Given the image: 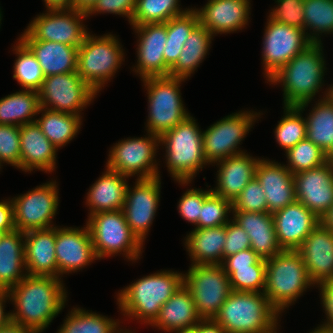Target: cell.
Wrapping results in <instances>:
<instances>
[{
  "mask_svg": "<svg viewBox=\"0 0 333 333\" xmlns=\"http://www.w3.org/2000/svg\"><path fill=\"white\" fill-rule=\"evenodd\" d=\"M203 132L192 116L160 137L166 149L168 171L181 184L190 183L197 171L207 165L203 151Z\"/></svg>",
  "mask_w": 333,
  "mask_h": 333,
  "instance_id": "8992f818",
  "label": "cell"
},
{
  "mask_svg": "<svg viewBox=\"0 0 333 333\" xmlns=\"http://www.w3.org/2000/svg\"><path fill=\"white\" fill-rule=\"evenodd\" d=\"M233 220L246 231L251 249L262 260L278 255L282 248L276 238L274 219L268 212L232 211Z\"/></svg>",
  "mask_w": 333,
  "mask_h": 333,
  "instance_id": "484cf974",
  "label": "cell"
},
{
  "mask_svg": "<svg viewBox=\"0 0 333 333\" xmlns=\"http://www.w3.org/2000/svg\"><path fill=\"white\" fill-rule=\"evenodd\" d=\"M222 268L228 275L232 291L255 293L264 292L266 265Z\"/></svg>",
  "mask_w": 333,
  "mask_h": 333,
  "instance_id": "f6af8a7d",
  "label": "cell"
},
{
  "mask_svg": "<svg viewBox=\"0 0 333 333\" xmlns=\"http://www.w3.org/2000/svg\"><path fill=\"white\" fill-rule=\"evenodd\" d=\"M61 277L26 275L16 286L8 290L16 312L11 321L43 332L65 307L67 292Z\"/></svg>",
  "mask_w": 333,
  "mask_h": 333,
  "instance_id": "6da1fadb",
  "label": "cell"
},
{
  "mask_svg": "<svg viewBox=\"0 0 333 333\" xmlns=\"http://www.w3.org/2000/svg\"><path fill=\"white\" fill-rule=\"evenodd\" d=\"M249 248H251V241L248 234L232 219L226 224L223 259Z\"/></svg>",
  "mask_w": 333,
  "mask_h": 333,
  "instance_id": "816d5d0a",
  "label": "cell"
},
{
  "mask_svg": "<svg viewBox=\"0 0 333 333\" xmlns=\"http://www.w3.org/2000/svg\"><path fill=\"white\" fill-rule=\"evenodd\" d=\"M249 0H209L201 9H195L199 24L212 35L242 30L248 23Z\"/></svg>",
  "mask_w": 333,
  "mask_h": 333,
  "instance_id": "cb8c5ba5",
  "label": "cell"
},
{
  "mask_svg": "<svg viewBox=\"0 0 333 333\" xmlns=\"http://www.w3.org/2000/svg\"><path fill=\"white\" fill-rule=\"evenodd\" d=\"M106 172L90 187L86 204L90 208L89 216L99 212L123 209L128 187L125 175L106 168Z\"/></svg>",
  "mask_w": 333,
  "mask_h": 333,
  "instance_id": "f546056e",
  "label": "cell"
},
{
  "mask_svg": "<svg viewBox=\"0 0 333 333\" xmlns=\"http://www.w3.org/2000/svg\"><path fill=\"white\" fill-rule=\"evenodd\" d=\"M47 9H73V0H44Z\"/></svg>",
  "mask_w": 333,
  "mask_h": 333,
  "instance_id": "94428289",
  "label": "cell"
},
{
  "mask_svg": "<svg viewBox=\"0 0 333 333\" xmlns=\"http://www.w3.org/2000/svg\"><path fill=\"white\" fill-rule=\"evenodd\" d=\"M317 285H320L318 287H320L321 290L320 295L327 322H324V324L315 329L325 333H333V280H326Z\"/></svg>",
  "mask_w": 333,
  "mask_h": 333,
  "instance_id": "db71d44e",
  "label": "cell"
},
{
  "mask_svg": "<svg viewBox=\"0 0 333 333\" xmlns=\"http://www.w3.org/2000/svg\"><path fill=\"white\" fill-rule=\"evenodd\" d=\"M277 7L272 9L269 18L304 30V0H276Z\"/></svg>",
  "mask_w": 333,
  "mask_h": 333,
  "instance_id": "681fc988",
  "label": "cell"
},
{
  "mask_svg": "<svg viewBox=\"0 0 333 333\" xmlns=\"http://www.w3.org/2000/svg\"><path fill=\"white\" fill-rule=\"evenodd\" d=\"M278 316L263 293L231 291L213 320L227 333H275Z\"/></svg>",
  "mask_w": 333,
  "mask_h": 333,
  "instance_id": "277c9868",
  "label": "cell"
},
{
  "mask_svg": "<svg viewBox=\"0 0 333 333\" xmlns=\"http://www.w3.org/2000/svg\"><path fill=\"white\" fill-rule=\"evenodd\" d=\"M201 320L189 290L182 285L161 306L160 313L151 326L166 332L194 327Z\"/></svg>",
  "mask_w": 333,
  "mask_h": 333,
  "instance_id": "4dcf8cb0",
  "label": "cell"
},
{
  "mask_svg": "<svg viewBox=\"0 0 333 333\" xmlns=\"http://www.w3.org/2000/svg\"><path fill=\"white\" fill-rule=\"evenodd\" d=\"M318 100L306 119V138L317 145L328 157L333 153V86Z\"/></svg>",
  "mask_w": 333,
  "mask_h": 333,
  "instance_id": "836d02e7",
  "label": "cell"
},
{
  "mask_svg": "<svg viewBox=\"0 0 333 333\" xmlns=\"http://www.w3.org/2000/svg\"><path fill=\"white\" fill-rule=\"evenodd\" d=\"M8 299H10L8 291L0 289V329L11 322V313L4 312V302Z\"/></svg>",
  "mask_w": 333,
  "mask_h": 333,
  "instance_id": "680465c9",
  "label": "cell"
},
{
  "mask_svg": "<svg viewBox=\"0 0 333 333\" xmlns=\"http://www.w3.org/2000/svg\"><path fill=\"white\" fill-rule=\"evenodd\" d=\"M96 2L97 0H73V9L87 14Z\"/></svg>",
  "mask_w": 333,
  "mask_h": 333,
  "instance_id": "6125c7cd",
  "label": "cell"
},
{
  "mask_svg": "<svg viewBox=\"0 0 333 333\" xmlns=\"http://www.w3.org/2000/svg\"><path fill=\"white\" fill-rule=\"evenodd\" d=\"M97 259L122 253L128 260H137L143 243L129 228L122 210L99 212L86 223Z\"/></svg>",
  "mask_w": 333,
  "mask_h": 333,
  "instance_id": "9c48e42d",
  "label": "cell"
},
{
  "mask_svg": "<svg viewBox=\"0 0 333 333\" xmlns=\"http://www.w3.org/2000/svg\"><path fill=\"white\" fill-rule=\"evenodd\" d=\"M23 268L24 232L15 229L0 234V289L8 291L16 286L27 275Z\"/></svg>",
  "mask_w": 333,
  "mask_h": 333,
  "instance_id": "1f68e13d",
  "label": "cell"
},
{
  "mask_svg": "<svg viewBox=\"0 0 333 333\" xmlns=\"http://www.w3.org/2000/svg\"><path fill=\"white\" fill-rule=\"evenodd\" d=\"M183 285V274L160 271L142 277L118 293L119 309L129 318L152 324L161 306Z\"/></svg>",
  "mask_w": 333,
  "mask_h": 333,
  "instance_id": "3957f363",
  "label": "cell"
},
{
  "mask_svg": "<svg viewBox=\"0 0 333 333\" xmlns=\"http://www.w3.org/2000/svg\"><path fill=\"white\" fill-rule=\"evenodd\" d=\"M250 265H266V261L260 259L251 248L232 254L224 258L221 263L222 267H243Z\"/></svg>",
  "mask_w": 333,
  "mask_h": 333,
  "instance_id": "11a10c76",
  "label": "cell"
},
{
  "mask_svg": "<svg viewBox=\"0 0 333 333\" xmlns=\"http://www.w3.org/2000/svg\"><path fill=\"white\" fill-rule=\"evenodd\" d=\"M86 17L74 9H47L32 20L19 40L59 42L79 49L88 33L81 22Z\"/></svg>",
  "mask_w": 333,
  "mask_h": 333,
  "instance_id": "8fae6325",
  "label": "cell"
},
{
  "mask_svg": "<svg viewBox=\"0 0 333 333\" xmlns=\"http://www.w3.org/2000/svg\"><path fill=\"white\" fill-rule=\"evenodd\" d=\"M138 33L137 68L135 72L146 77L169 76L170 67L164 61L167 40L166 23L132 25Z\"/></svg>",
  "mask_w": 333,
  "mask_h": 333,
  "instance_id": "ffe728a7",
  "label": "cell"
},
{
  "mask_svg": "<svg viewBox=\"0 0 333 333\" xmlns=\"http://www.w3.org/2000/svg\"><path fill=\"white\" fill-rule=\"evenodd\" d=\"M213 36L199 24L185 41L178 60L170 68L169 76L183 79L190 77L208 53Z\"/></svg>",
  "mask_w": 333,
  "mask_h": 333,
  "instance_id": "e575fe53",
  "label": "cell"
},
{
  "mask_svg": "<svg viewBox=\"0 0 333 333\" xmlns=\"http://www.w3.org/2000/svg\"><path fill=\"white\" fill-rule=\"evenodd\" d=\"M272 216L277 242L282 250H297L305 238L321 223L320 218L297 200Z\"/></svg>",
  "mask_w": 333,
  "mask_h": 333,
  "instance_id": "44dd1931",
  "label": "cell"
},
{
  "mask_svg": "<svg viewBox=\"0 0 333 333\" xmlns=\"http://www.w3.org/2000/svg\"><path fill=\"white\" fill-rule=\"evenodd\" d=\"M201 319H214L231 290L228 275L221 265L191 264L183 274Z\"/></svg>",
  "mask_w": 333,
  "mask_h": 333,
  "instance_id": "30bf717a",
  "label": "cell"
},
{
  "mask_svg": "<svg viewBox=\"0 0 333 333\" xmlns=\"http://www.w3.org/2000/svg\"><path fill=\"white\" fill-rule=\"evenodd\" d=\"M120 46L112 34L94 37L88 32L78 49L77 73L96 93L121 66L124 53Z\"/></svg>",
  "mask_w": 333,
  "mask_h": 333,
  "instance_id": "ba28073f",
  "label": "cell"
},
{
  "mask_svg": "<svg viewBox=\"0 0 333 333\" xmlns=\"http://www.w3.org/2000/svg\"><path fill=\"white\" fill-rule=\"evenodd\" d=\"M39 109L38 91L22 89L0 99V124L22 126L35 122L32 118Z\"/></svg>",
  "mask_w": 333,
  "mask_h": 333,
  "instance_id": "d590c367",
  "label": "cell"
},
{
  "mask_svg": "<svg viewBox=\"0 0 333 333\" xmlns=\"http://www.w3.org/2000/svg\"><path fill=\"white\" fill-rule=\"evenodd\" d=\"M57 188L52 181L12 198L15 229L25 233L54 227L51 220L59 205Z\"/></svg>",
  "mask_w": 333,
  "mask_h": 333,
  "instance_id": "2e32d148",
  "label": "cell"
},
{
  "mask_svg": "<svg viewBox=\"0 0 333 333\" xmlns=\"http://www.w3.org/2000/svg\"><path fill=\"white\" fill-rule=\"evenodd\" d=\"M232 211L268 212L264 190L254 177L232 202Z\"/></svg>",
  "mask_w": 333,
  "mask_h": 333,
  "instance_id": "7dc6e473",
  "label": "cell"
},
{
  "mask_svg": "<svg viewBox=\"0 0 333 333\" xmlns=\"http://www.w3.org/2000/svg\"><path fill=\"white\" fill-rule=\"evenodd\" d=\"M57 148L35 122L20 126L21 170L52 172L56 167Z\"/></svg>",
  "mask_w": 333,
  "mask_h": 333,
  "instance_id": "4316f807",
  "label": "cell"
},
{
  "mask_svg": "<svg viewBox=\"0 0 333 333\" xmlns=\"http://www.w3.org/2000/svg\"><path fill=\"white\" fill-rule=\"evenodd\" d=\"M226 238V225L197 228L185 239L192 264L221 265Z\"/></svg>",
  "mask_w": 333,
  "mask_h": 333,
  "instance_id": "d6a6232c",
  "label": "cell"
},
{
  "mask_svg": "<svg viewBox=\"0 0 333 333\" xmlns=\"http://www.w3.org/2000/svg\"><path fill=\"white\" fill-rule=\"evenodd\" d=\"M285 116L278 122L275 139L285 152L306 138V119L296 106H285Z\"/></svg>",
  "mask_w": 333,
  "mask_h": 333,
  "instance_id": "7bdbcfd3",
  "label": "cell"
},
{
  "mask_svg": "<svg viewBox=\"0 0 333 333\" xmlns=\"http://www.w3.org/2000/svg\"><path fill=\"white\" fill-rule=\"evenodd\" d=\"M321 45L312 43L268 80L282 83L284 107L296 106L302 112L322 87L326 64Z\"/></svg>",
  "mask_w": 333,
  "mask_h": 333,
  "instance_id": "7a4b0ae2",
  "label": "cell"
},
{
  "mask_svg": "<svg viewBox=\"0 0 333 333\" xmlns=\"http://www.w3.org/2000/svg\"><path fill=\"white\" fill-rule=\"evenodd\" d=\"M15 230L12 200L0 202V234Z\"/></svg>",
  "mask_w": 333,
  "mask_h": 333,
  "instance_id": "9f6ffc18",
  "label": "cell"
},
{
  "mask_svg": "<svg viewBox=\"0 0 333 333\" xmlns=\"http://www.w3.org/2000/svg\"><path fill=\"white\" fill-rule=\"evenodd\" d=\"M311 285L315 286L297 250H282L278 255L266 260L263 294L279 314Z\"/></svg>",
  "mask_w": 333,
  "mask_h": 333,
  "instance_id": "5b68a950",
  "label": "cell"
},
{
  "mask_svg": "<svg viewBox=\"0 0 333 333\" xmlns=\"http://www.w3.org/2000/svg\"><path fill=\"white\" fill-rule=\"evenodd\" d=\"M232 211V202L211 192L204 200L197 222V228H209L226 225Z\"/></svg>",
  "mask_w": 333,
  "mask_h": 333,
  "instance_id": "bcb514c9",
  "label": "cell"
},
{
  "mask_svg": "<svg viewBox=\"0 0 333 333\" xmlns=\"http://www.w3.org/2000/svg\"><path fill=\"white\" fill-rule=\"evenodd\" d=\"M257 115L250 111L230 114L203 131V151L208 164L242 153L237 146L250 131Z\"/></svg>",
  "mask_w": 333,
  "mask_h": 333,
  "instance_id": "9a60e30c",
  "label": "cell"
},
{
  "mask_svg": "<svg viewBox=\"0 0 333 333\" xmlns=\"http://www.w3.org/2000/svg\"><path fill=\"white\" fill-rule=\"evenodd\" d=\"M320 221L327 229L333 232V204Z\"/></svg>",
  "mask_w": 333,
  "mask_h": 333,
  "instance_id": "be15d7a7",
  "label": "cell"
},
{
  "mask_svg": "<svg viewBox=\"0 0 333 333\" xmlns=\"http://www.w3.org/2000/svg\"><path fill=\"white\" fill-rule=\"evenodd\" d=\"M41 112L42 117L36 119V123L57 150L77 135L82 123L81 116L40 107L38 114Z\"/></svg>",
  "mask_w": 333,
  "mask_h": 333,
  "instance_id": "8d00e7d4",
  "label": "cell"
},
{
  "mask_svg": "<svg viewBox=\"0 0 333 333\" xmlns=\"http://www.w3.org/2000/svg\"><path fill=\"white\" fill-rule=\"evenodd\" d=\"M287 168L292 174L317 168L329 161V157L311 140L305 138L286 152Z\"/></svg>",
  "mask_w": 333,
  "mask_h": 333,
  "instance_id": "ee69618b",
  "label": "cell"
},
{
  "mask_svg": "<svg viewBox=\"0 0 333 333\" xmlns=\"http://www.w3.org/2000/svg\"><path fill=\"white\" fill-rule=\"evenodd\" d=\"M314 284L333 279V232L319 223L297 249Z\"/></svg>",
  "mask_w": 333,
  "mask_h": 333,
  "instance_id": "7402d4cb",
  "label": "cell"
},
{
  "mask_svg": "<svg viewBox=\"0 0 333 333\" xmlns=\"http://www.w3.org/2000/svg\"><path fill=\"white\" fill-rule=\"evenodd\" d=\"M117 333H133V332H130V331H127V330L123 331L122 329H119V331Z\"/></svg>",
  "mask_w": 333,
  "mask_h": 333,
  "instance_id": "03108f58",
  "label": "cell"
},
{
  "mask_svg": "<svg viewBox=\"0 0 333 333\" xmlns=\"http://www.w3.org/2000/svg\"><path fill=\"white\" fill-rule=\"evenodd\" d=\"M56 226L24 233L25 270L28 275L57 277Z\"/></svg>",
  "mask_w": 333,
  "mask_h": 333,
  "instance_id": "d4e9b609",
  "label": "cell"
},
{
  "mask_svg": "<svg viewBox=\"0 0 333 333\" xmlns=\"http://www.w3.org/2000/svg\"><path fill=\"white\" fill-rule=\"evenodd\" d=\"M55 254L57 278L72 271L75 272L97 260L89 229L56 227Z\"/></svg>",
  "mask_w": 333,
  "mask_h": 333,
  "instance_id": "d6986e66",
  "label": "cell"
},
{
  "mask_svg": "<svg viewBox=\"0 0 333 333\" xmlns=\"http://www.w3.org/2000/svg\"><path fill=\"white\" fill-rule=\"evenodd\" d=\"M258 161L259 158L242 152L217 162V187L211 188L212 192L233 202L255 177Z\"/></svg>",
  "mask_w": 333,
  "mask_h": 333,
  "instance_id": "83f0119b",
  "label": "cell"
},
{
  "mask_svg": "<svg viewBox=\"0 0 333 333\" xmlns=\"http://www.w3.org/2000/svg\"><path fill=\"white\" fill-rule=\"evenodd\" d=\"M199 25L195 9H187L183 14L166 22L167 40L164 47V61L171 68L179 58L181 49L190 33Z\"/></svg>",
  "mask_w": 333,
  "mask_h": 333,
  "instance_id": "74e56055",
  "label": "cell"
},
{
  "mask_svg": "<svg viewBox=\"0 0 333 333\" xmlns=\"http://www.w3.org/2000/svg\"><path fill=\"white\" fill-rule=\"evenodd\" d=\"M136 0H97L93 8L86 14L87 17L94 13H113L126 16L131 23L135 11Z\"/></svg>",
  "mask_w": 333,
  "mask_h": 333,
  "instance_id": "f5cc1de1",
  "label": "cell"
},
{
  "mask_svg": "<svg viewBox=\"0 0 333 333\" xmlns=\"http://www.w3.org/2000/svg\"><path fill=\"white\" fill-rule=\"evenodd\" d=\"M20 41L35 56L45 77L77 71L78 48L52 41Z\"/></svg>",
  "mask_w": 333,
  "mask_h": 333,
  "instance_id": "f1b7e54d",
  "label": "cell"
},
{
  "mask_svg": "<svg viewBox=\"0 0 333 333\" xmlns=\"http://www.w3.org/2000/svg\"><path fill=\"white\" fill-rule=\"evenodd\" d=\"M171 332H176V333H197V325H195L194 327H190V328H185V329H178V330H174Z\"/></svg>",
  "mask_w": 333,
  "mask_h": 333,
  "instance_id": "e7e4bbea",
  "label": "cell"
},
{
  "mask_svg": "<svg viewBox=\"0 0 333 333\" xmlns=\"http://www.w3.org/2000/svg\"><path fill=\"white\" fill-rule=\"evenodd\" d=\"M179 0H136V7L130 25L166 23L173 17L183 14Z\"/></svg>",
  "mask_w": 333,
  "mask_h": 333,
  "instance_id": "ab89813d",
  "label": "cell"
},
{
  "mask_svg": "<svg viewBox=\"0 0 333 333\" xmlns=\"http://www.w3.org/2000/svg\"><path fill=\"white\" fill-rule=\"evenodd\" d=\"M15 50L17 59L14 63L13 78L23 87L38 91L45 79L42 68L32 52L18 40Z\"/></svg>",
  "mask_w": 333,
  "mask_h": 333,
  "instance_id": "b9f144b4",
  "label": "cell"
},
{
  "mask_svg": "<svg viewBox=\"0 0 333 333\" xmlns=\"http://www.w3.org/2000/svg\"><path fill=\"white\" fill-rule=\"evenodd\" d=\"M312 43L305 30L276 22L268 17L262 51L267 81Z\"/></svg>",
  "mask_w": 333,
  "mask_h": 333,
  "instance_id": "5bb4252c",
  "label": "cell"
},
{
  "mask_svg": "<svg viewBox=\"0 0 333 333\" xmlns=\"http://www.w3.org/2000/svg\"><path fill=\"white\" fill-rule=\"evenodd\" d=\"M310 333H325V332H322V331H319V330H313V331H311Z\"/></svg>",
  "mask_w": 333,
  "mask_h": 333,
  "instance_id": "003e7915",
  "label": "cell"
},
{
  "mask_svg": "<svg viewBox=\"0 0 333 333\" xmlns=\"http://www.w3.org/2000/svg\"><path fill=\"white\" fill-rule=\"evenodd\" d=\"M2 162L21 169L20 126L0 124V168Z\"/></svg>",
  "mask_w": 333,
  "mask_h": 333,
  "instance_id": "c3c4849f",
  "label": "cell"
},
{
  "mask_svg": "<svg viewBox=\"0 0 333 333\" xmlns=\"http://www.w3.org/2000/svg\"><path fill=\"white\" fill-rule=\"evenodd\" d=\"M38 94L40 107L78 116L97 95L77 71L45 77Z\"/></svg>",
  "mask_w": 333,
  "mask_h": 333,
  "instance_id": "7c38bea8",
  "label": "cell"
},
{
  "mask_svg": "<svg viewBox=\"0 0 333 333\" xmlns=\"http://www.w3.org/2000/svg\"><path fill=\"white\" fill-rule=\"evenodd\" d=\"M118 325L119 321L78 307L71 310L57 333H117Z\"/></svg>",
  "mask_w": 333,
  "mask_h": 333,
  "instance_id": "f35d334b",
  "label": "cell"
},
{
  "mask_svg": "<svg viewBox=\"0 0 333 333\" xmlns=\"http://www.w3.org/2000/svg\"><path fill=\"white\" fill-rule=\"evenodd\" d=\"M212 190L188 189L179 200L178 209L183 219L196 226L201 212V207L205 198Z\"/></svg>",
  "mask_w": 333,
  "mask_h": 333,
  "instance_id": "f907efd6",
  "label": "cell"
},
{
  "mask_svg": "<svg viewBox=\"0 0 333 333\" xmlns=\"http://www.w3.org/2000/svg\"><path fill=\"white\" fill-rule=\"evenodd\" d=\"M133 190L127 187L123 213L132 232L143 243L155 218L160 200V177L136 179Z\"/></svg>",
  "mask_w": 333,
  "mask_h": 333,
  "instance_id": "e0dca14e",
  "label": "cell"
},
{
  "mask_svg": "<svg viewBox=\"0 0 333 333\" xmlns=\"http://www.w3.org/2000/svg\"><path fill=\"white\" fill-rule=\"evenodd\" d=\"M142 80L148 92L147 133L161 137L190 115L184 109L179 89L186 79L159 76Z\"/></svg>",
  "mask_w": 333,
  "mask_h": 333,
  "instance_id": "52a82bcc",
  "label": "cell"
},
{
  "mask_svg": "<svg viewBox=\"0 0 333 333\" xmlns=\"http://www.w3.org/2000/svg\"><path fill=\"white\" fill-rule=\"evenodd\" d=\"M0 333H38V332L33 329L23 327L22 325L11 321L8 325L0 329Z\"/></svg>",
  "mask_w": 333,
  "mask_h": 333,
  "instance_id": "91938a15",
  "label": "cell"
},
{
  "mask_svg": "<svg viewBox=\"0 0 333 333\" xmlns=\"http://www.w3.org/2000/svg\"><path fill=\"white\" fill-rule=\"evenodd\" d=\"M158 144L160 137L151 133L145 138L124 139L111 148L106 167L127 177L137 174V179L160 177L154 159Z\"/></svg>",
  "mask_w": 333,
  "mask_h": 333,
  "instance_id": "4fadbf2b",
  "label": "cell"
},
{
  "mask_svg": "<svg viewBox=\"0 0 333 333\" xmlns=\"http://www.w3.org/2000/svg\"><path fill=\"white\" fill-rule=\"evenodd\" d=\"M296 200L322 218L333 204V163L293 174Z\"/></svg>",
  "mask_w": 333,
  "mask_h": 333,
  "instance_id": "ac0fdd59",
  "label": "cell"
},
{
  "mask_svg": "<svg viewBox=\"0 0 333 333\" xmlns=\"http://www.w3.org/2000/svg\"><path fill=\"white\" fill-rule=\"evenodd\" d=\"M255 177L264 190L268 213L274 214L296 201L293 174L286 165L259 159Z\"/></svg>",
  "mask_w": 333,
  "mask_h": 333,
  "instance_id": "603a6c76",
  "label": "cell"
},
{
  "mask_svg": "<svg viewBox=\"0 0 333 333\" xmlns=\"http://www.w3.org/2000/svg\"><path fill=\"white\" fill-rule=\"evenodd\" d=\"M197 333H227L225 329L213 319H201L197 323Z\"/></svg>",
  "mask_w": 333,
  "mask_h": 333,
  "instance_id": "6f0895ef",
  "label": "cell"
},
{
  "mask_svg": "<svg viewBox=\"0 0 333 333\" xmlns=\"http://www.w3.org/2000/svg\"><path fill=\"white\" fill-rule=\"evenodd\" d=\"M304 30H313L308 38L313 43L321 42L319 34L333 33V0H304Z\"/></svg>",
  "mask_w": 333,
  "mask_h": 333,
  "instance_id": "60d3db41",
  "label": "cell"
},
{
  "mask_svg": "<svg viewBox=\"0 0 333 333\" xmlns=\"http://www.w3.org/2000/svg\"><path fill=\"white\" fill-rule=\"evenodd\" d=\"M2 14H1V9H0V23H1V20H2Z\"/></svg>",
  "mask_w": 333,
  "mask_h": 333,
  "instance_id": "a7ac6f4b",
  "label": "cell"
}]
</instances>
